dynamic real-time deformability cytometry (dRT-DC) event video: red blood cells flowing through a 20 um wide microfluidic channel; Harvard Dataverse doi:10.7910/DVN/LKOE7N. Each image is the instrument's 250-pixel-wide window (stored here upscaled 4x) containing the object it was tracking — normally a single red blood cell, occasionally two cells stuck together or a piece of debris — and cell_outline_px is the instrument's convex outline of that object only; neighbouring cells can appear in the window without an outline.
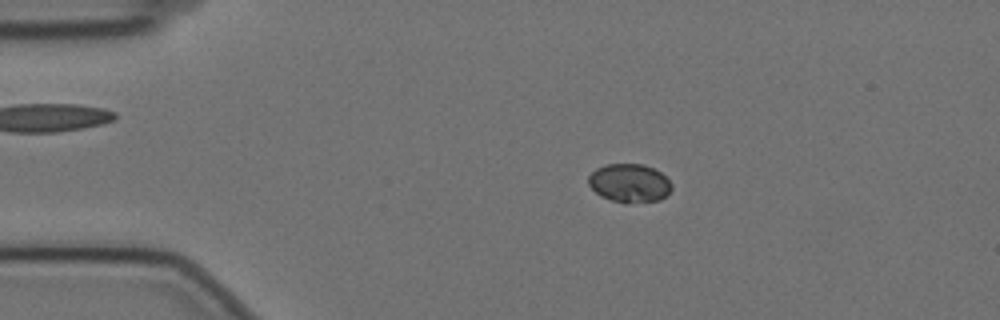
{"species": "Egyptian fruit bat (a non-hibernating species)", "species_latin": "Rousettus aegyptiacus", "temperature_condition": "cold", "stored_images_in_passage": 56, "camera_frame_rate_fps": 3000, "um_per_image_px": 0.085, "animal": {"sex": "female"}, "frame": {"image": 1, "passage_image": 9, "time_ms": 2.667, "image_size_px": [1000, 320], "cell_outline_px": [[672, 188], [660, 200], [624, 204], [600, 196], [588, 184], [588, 176], [596, 168], [604, 164], [644, 164], [660, 172], [672, 184]], "centroid_in_image_um": [53.48, 15.56], "position_along_channel_um": 31.5, "area_um2": 18.73}}
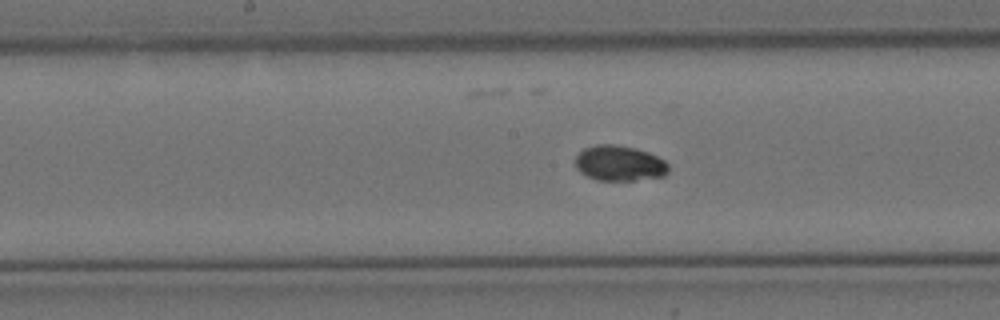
{"frame": {"image": 2, "passage_image": 27, "time_ms": 8.667, "image_size_px": [1000, 320], "cell_outline_px": [[668, 172], [664, 176], [632, 180], [596, 180], [580, 172], [576, 168], [576, 156], [584, 148], [596, 144], [616, 144], [636, 148], [648, 152], [664, 160], [668, 164]], "centroid_in_image_um": [52.64, 13.87], "position_along_channel_um": 195.6, "area_um2": 19.19}}
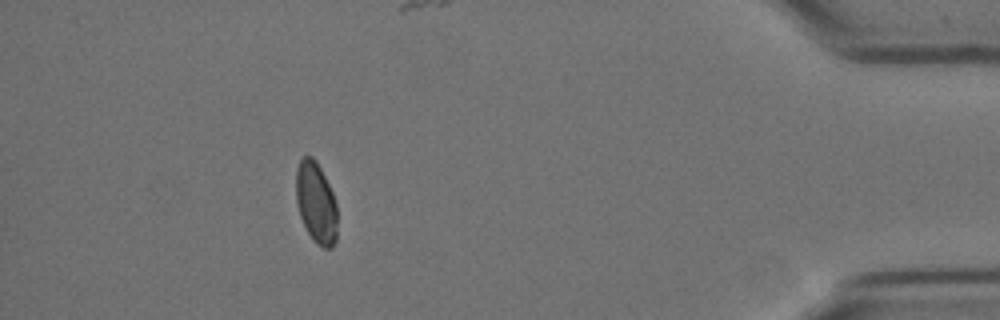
{"frame": {"image": 3, "passage_image": 50, "time_ms": 16.333, "image_size_px": [1000, 320], "cell_outline_px": [[336, 240], [332, 248], [324, 248], [316, 244], [312, 240], [300, 216], [296, 200], [296, 168], [300, 160], [304, 156], [312, 156], [316, 160], [332, 192], [336, 204]], "centroid_in_image_um": [26.85, 17.24], "position_along_channel_um": 408.3, "area_um2": 19.42}}